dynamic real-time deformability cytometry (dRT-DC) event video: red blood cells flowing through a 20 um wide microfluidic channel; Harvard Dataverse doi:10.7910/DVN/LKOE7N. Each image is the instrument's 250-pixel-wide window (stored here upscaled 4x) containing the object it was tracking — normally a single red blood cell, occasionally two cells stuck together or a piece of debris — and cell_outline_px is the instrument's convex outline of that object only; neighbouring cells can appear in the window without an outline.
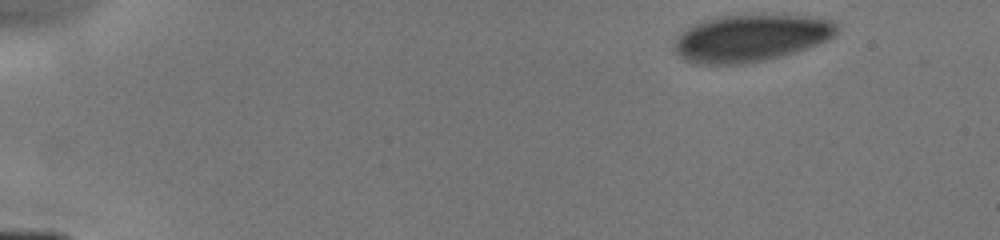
{"species": "human", "species_latin": "Homo sapiens", "temperature_condition": "cold", "stored_images_in_passage": 5, "camera_frame_rate_fps": 3000, "um_per_image_px": 0.085, "donor": {"sex": "male"}, "frame": {"image": 1, "passage_image": 1, "time_ms": 0.0, "image_size_px": [1000, 240], "cell_outline_px": [[840, 28], [828, 40], [808, 48], [796, 52], [764, 60], [740, 64], [700, 64], [684, 60], [676, 52], [676, 36], [680, 32], [704, 20], [716, 16], [764, 12], [816, 16], [836, 20], [840, 24]], "centroid_in_image_um": [63.92, 3.17], "position_along_channel_um": 21.1, "area_um2": 45.84}}
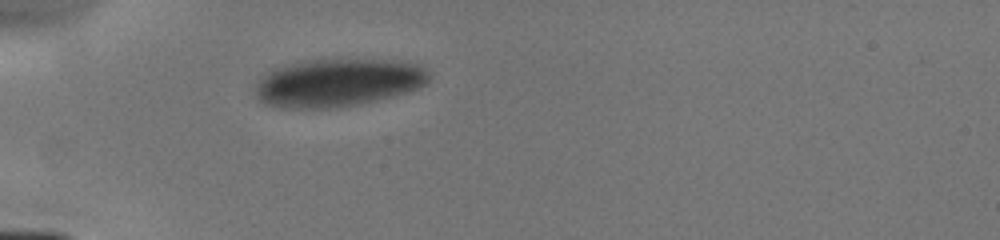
{"frame": {"image": 2, "passage_image": 5, "time_ms": 3.333, "image_size_px": [1000, 240], "cell_outline_px": [[428, 80], [424, 84], [416, 88], [392, 96], [360, 104], [336, 108], [280, 108], [264, 104], [256, 96], [256, 84], [272, 68], [284, 64], [300, 60], [336, 56], [356, 56], [404, 60], [420, 64], [428, 72]], "centroid_in_image_um": [28.73, 6.95], "position_along_channel_um": 56.3, "area_um2": 50.46}}